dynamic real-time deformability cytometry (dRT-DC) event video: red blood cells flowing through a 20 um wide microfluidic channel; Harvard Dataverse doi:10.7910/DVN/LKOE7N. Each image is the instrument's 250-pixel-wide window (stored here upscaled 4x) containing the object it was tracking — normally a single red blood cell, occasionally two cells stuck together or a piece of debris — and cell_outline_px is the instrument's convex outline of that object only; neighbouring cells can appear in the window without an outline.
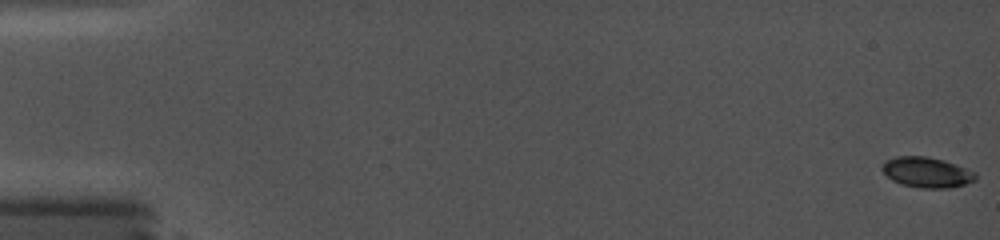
{"species": "common noctule bat (a hibernating species)", "species_latin": "Nyctalus noctula", "temperature_condition": "cold", "stored_images_in_passage": 28, "camera_frame_rate_fps": 5000, "um_per_image_px": 0.085, "animal": {"sex": "female", "body_mass_g": 19.0, "forearm_length_mm": 56.7}, "frame": {"image": 1, "passage_image": 1, "time_ms": 0.0, "image_size_px": [1000, 240], "cell_outline_px": [[976, 180], [964, 184], [948, 188], [920, 188], [900, 184], [892, 180], [880, 168], [884, 160], [896, 156], [924, 156], [944, 160], [956, 164], [976, 172]], "centroid_in_image_um": [78.75, 14.64], "position_along_channel_um": 6.2, "area_um2": 16.65}}
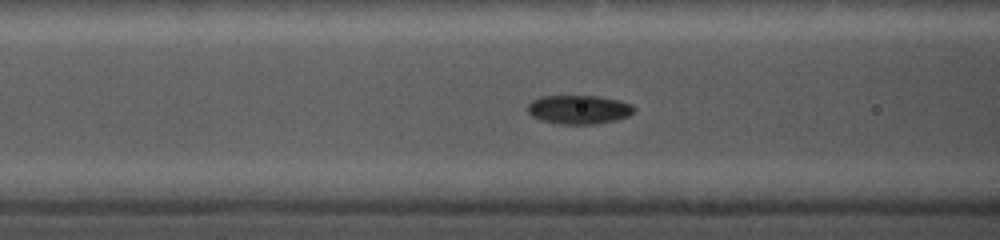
{"frame": {"image": 2, "passage_image": 20, "time_ms": 7.4, "image_size_px": [1000, 240], "cell_outline_px": [[636, 108], [628, 116], [616, 120], [596, 124], [560, 124], [540, 120], [532, 116], [528, 112], [528, 104], [532, 100], [540, 96], [600, 96], [620, 100], [632, 104]], "centroid_in_image_um": [49.21, 9.31], "position_along_channel_um": 117.4, "area_um2": 18.03}}
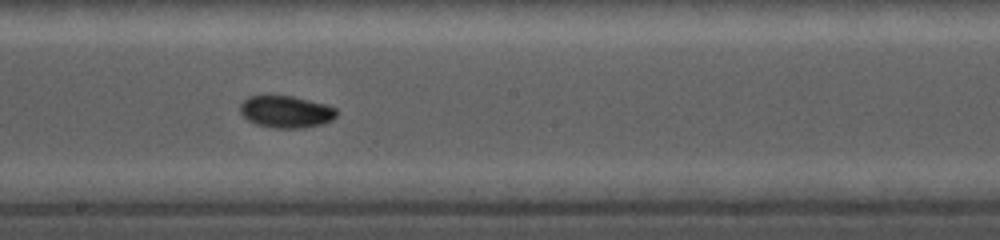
{"frame": {"image": 3, "passage_image": 27, "time_ms": 10.2, "image_size_px": [1000, 240], "cell_outline_px": [[336, 116], [332, 120], [324, 124], [304, 128], [276, 128], [256, 124], [248, 120], [240, 112], [240, 104], [248, 96], [292, 96], [328, 104], [336, 108]], "centroid_in_image_um": [24.34, 9.5], "position_along_channel_um": 223.9, "area_um2": 18.09}}